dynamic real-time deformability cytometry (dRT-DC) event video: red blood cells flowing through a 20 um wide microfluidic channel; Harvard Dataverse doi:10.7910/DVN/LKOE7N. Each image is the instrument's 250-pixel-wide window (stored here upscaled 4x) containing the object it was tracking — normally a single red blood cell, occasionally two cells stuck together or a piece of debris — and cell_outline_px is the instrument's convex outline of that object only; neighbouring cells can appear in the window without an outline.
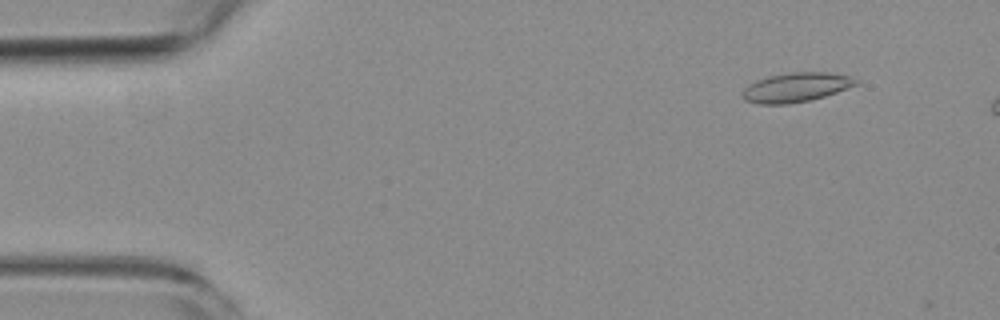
{"species": "common noctule bat (a hibernating species)", "species_latin": "Nyctalus noctula", "temperature_condition": "room temperature", "stored_images_in_passage": 10, "camera_frame_rate_fps": 3000, "um_per_image_px": 0.085, "animal": {"sex": "female", "body_mass_g": 19.3, "forearm_length_mm": 54.1}, "frame": {"image": 1, "passage_image": 6, "time_ms": 1.667, "image_size_px": [1000, 320], "cell_outline_px": [[860, 84], [824, 96], [808, 100], [788, 104], [756, 104], [744, 100], [740, 96], [744, 88], [748, 84], [756, 80], [768, 76], [788, 72], [828, 72], [848, 76], [860, 80]], "centroid_in_image_um": [67.63, 7.42], "position_along_channel_um": 17.4, "area_um2": 19.59}}